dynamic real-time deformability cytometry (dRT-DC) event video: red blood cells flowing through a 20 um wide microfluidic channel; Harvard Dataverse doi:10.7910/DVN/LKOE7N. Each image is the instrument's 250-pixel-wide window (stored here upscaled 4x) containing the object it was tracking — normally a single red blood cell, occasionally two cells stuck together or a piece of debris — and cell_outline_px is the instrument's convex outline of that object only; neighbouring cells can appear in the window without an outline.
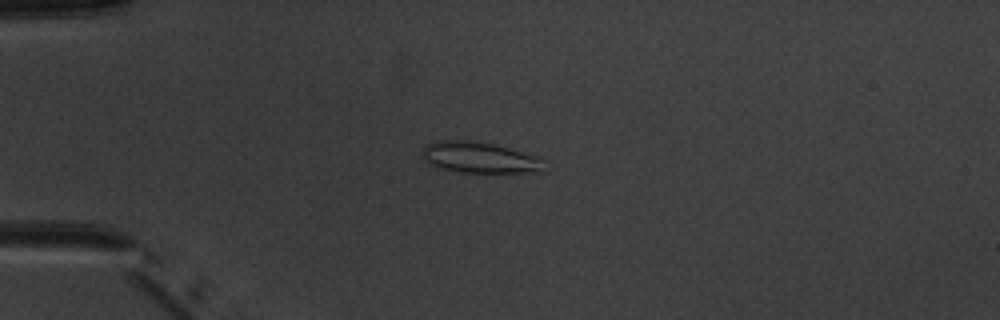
{"species": "common noctule bat (a hibernating species)", "species_latin": "Nyctalus noctula", "temperature_condition": "warm", "stored_images_in_passage": 7, "camera_frame_rate_fps": 3000, "um_per_image_px": 0.085, "animal": {"sex": "male", "body_mass_g": 20.1, "forearm_length_mm": 53.5}, "frame": {"image": 1, "passage_image": 3, "time_ms": 2.333, "image_size_px": [1000, 320], "cell_outline_px": [[544, 160], [540, 172], [460, 172], [440, 168], [428, 164], [424, 160], [424, 148], [428, 144], [444, 140], [464, 140], [492, 144], [540, 156]], "centroid_in_image_um": [40.78, 13.4], "position_along_channel_um": 44.2, "area_um2": 21.68}}
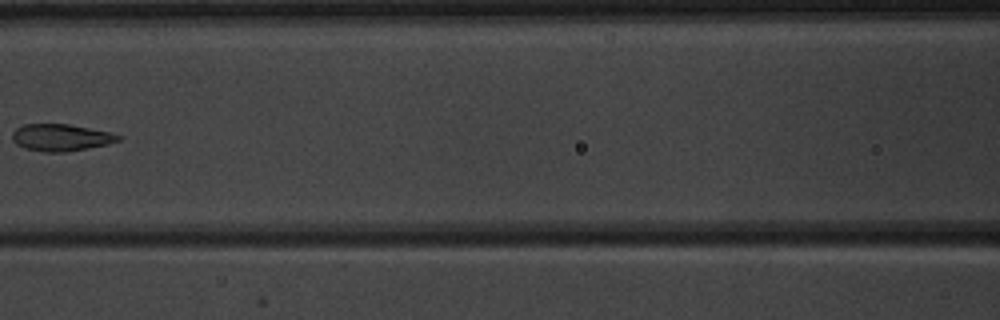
{"frame": {"image": 2, "passage_image": 6, "time_ms": 6.0, "image_size_px": [1000, 320], "cell_outline_px": [[124, 136], [120, 140], [108, 144], [88, 148], [64, 152], [44, 152], [24, 148], [16, 144], [12, 140], [12, 132], [16, 128], [24, 124], [68, 124], [112, 132]], "centroid_in_image_um": [5.19, 11.69], "position_along_channel_um": 161.4, "area_um2": 16.82}}
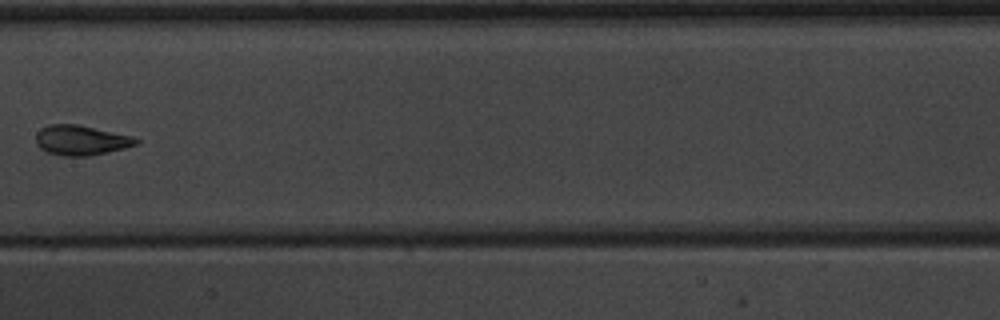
{"frame": {"image": 3, "passage_image": 7, "time_ms": 7.0, "image_size_px": [1000, 320], "cell_outline_px": [[140, 140], [136, 144], [124, 148], [88, 156], [60, 156], [44, 152], [36, 144], [36, 132], [40, 128], [48, 124], [76, 124], [132, 136]], "centroid_in_image_um": [6.81, 11.92], "position_along_channel_um": 200.6, "area_um2": 17.51}}